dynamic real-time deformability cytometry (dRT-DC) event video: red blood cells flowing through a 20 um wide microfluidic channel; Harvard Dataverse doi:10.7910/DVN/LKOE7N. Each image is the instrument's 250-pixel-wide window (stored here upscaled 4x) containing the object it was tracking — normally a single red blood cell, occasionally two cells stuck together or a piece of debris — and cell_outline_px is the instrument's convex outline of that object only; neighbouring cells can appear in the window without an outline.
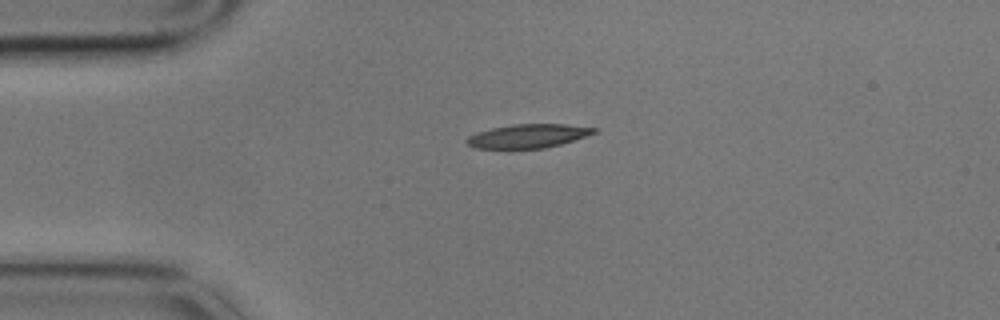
{"species": "common noctule bat (a hibernating species)", "species_latin": "Nyctalus noctula", "temperature_condition": "cold", "stored_images_in_passage": 5, "camera_frame_rate_fps": 3000, "um_per_image_px": 0.085, "animal": {"sex": "male", "body_mass_g": 17.9}, "frame": {"image": 1, "passage_image": 3, "time_ms": 0.667, "image_size_px": [1000, 320], "cell_outline_px": [[600, 128], [596, 132], [560, 144], [544, 148], [476, 148], [468, 144], [464, 140], [468, 136], [476, 132], [492, 128], [512, 124], [564, 124]], "centroid_in_image_um": [44.86, 11.55], "position_along_channel_um": 40.1, "area_um2": 17.46}}